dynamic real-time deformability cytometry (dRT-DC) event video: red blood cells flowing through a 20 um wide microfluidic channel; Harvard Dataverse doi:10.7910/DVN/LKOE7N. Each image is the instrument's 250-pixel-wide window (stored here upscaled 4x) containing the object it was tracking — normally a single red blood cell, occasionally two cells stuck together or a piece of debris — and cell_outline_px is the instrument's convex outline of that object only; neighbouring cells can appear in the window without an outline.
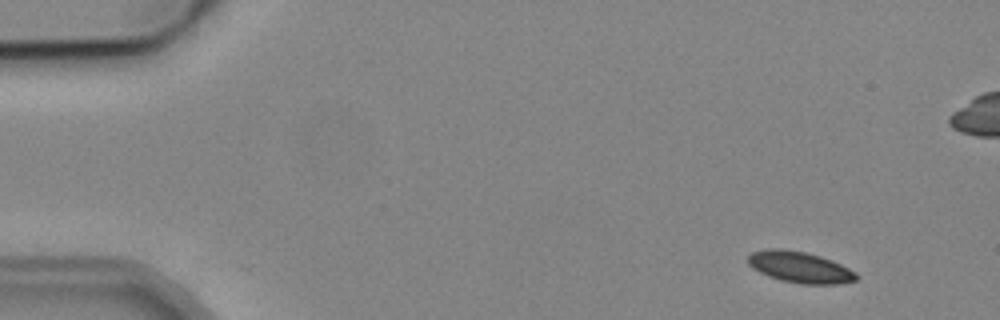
{"species": "common noctule bat (a hibernating species)", "species_latin": "Nyctalus noctula", "temperature_condition": "cold", "stored_images_in_passage": 6, "camera_frame_rate_fps": 3000, "um_per_image_px": 0.085, "animal": {"sex": "male", "body_mass_g": 19.2, "forearm_length_mm": 51.8}, "frame": {"image": 1, "passage_image": 2, "time_ms": 1.0, "image_size_px": [1000, 320], "cell_outline_px": [[860, 276], [856, 280], [836, 284], [800, 284], [780, 280], [768, 276], [752, 268], [748, 264], [748, 256], [752, 252], [764, 248], [780, 248], [804, 252], [820, 256], [832, 260], [856, 272]], "centroid_in_image_um": [67.97, 22.71], "position_along_channel_um": 17.0, "area_um2": 19.83}}